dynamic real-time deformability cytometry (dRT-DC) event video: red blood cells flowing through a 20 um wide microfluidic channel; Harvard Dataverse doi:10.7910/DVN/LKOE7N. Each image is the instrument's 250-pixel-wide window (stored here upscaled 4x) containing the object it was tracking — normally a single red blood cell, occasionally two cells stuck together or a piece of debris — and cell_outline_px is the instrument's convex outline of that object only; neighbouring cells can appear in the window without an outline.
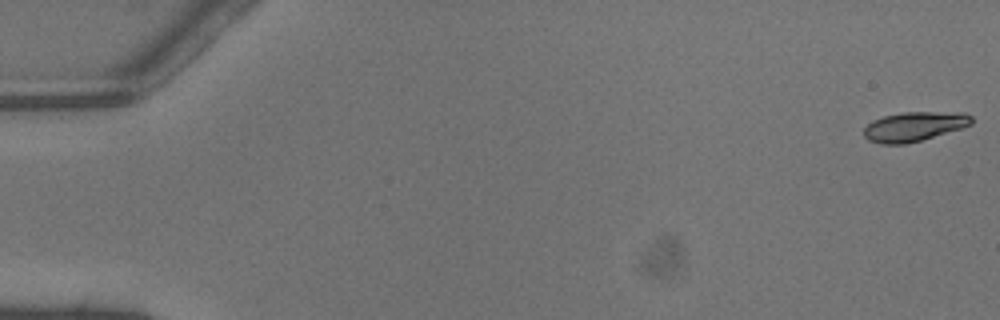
{"species": "common noctule bat (a hibernating species)", "species_latin": "Nyctalus noctula", "temperature_condition": "warm", "stored_images_in_passage": 47, "camera_frame_rate_fps": 3000, "um_per_image_px": 0.085, "animal": {"sex": "male", "body_mass_g": 13.3}, "frame": {"image": 1, "passage_image": 1, "time_ms": 0.0, "image_size_px": [1000, 320], "cell_outline_px": [[972, 124], [964, 128], [920, 140], [904, 144], [880, 144], [868, 140], [864, 136], [864, 128], [872, 120], [884, 116], [904, 112], [964, 112], [972, 116]], "centroid_in_image_um": [77.73, 10.75], "position_along_channel_um": 7.3, "area_um2": 18.55}}
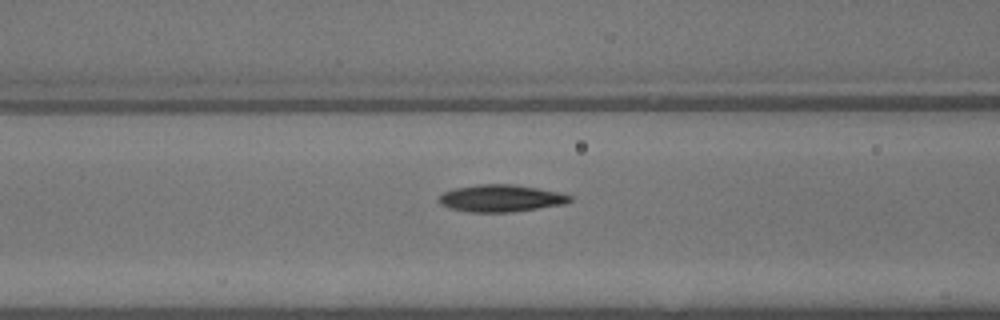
{"frame": {"image": 2, "passage_image": 20, "time_ms": 6.333, "image_size_px": [1000, 320], "cell_outline_px": [[572, 200], [564, 204], [508, 212], [468, 212], [448, 208], [440, 204], [436, 200], [444, 192], [452, 188], [476, 184], [512, 184], [560, 192], [572, 196]], "centroid_in_image_um": [42.51, 16.84], "position_along_channel_um": 124.1, "area_um2": 20.75}}
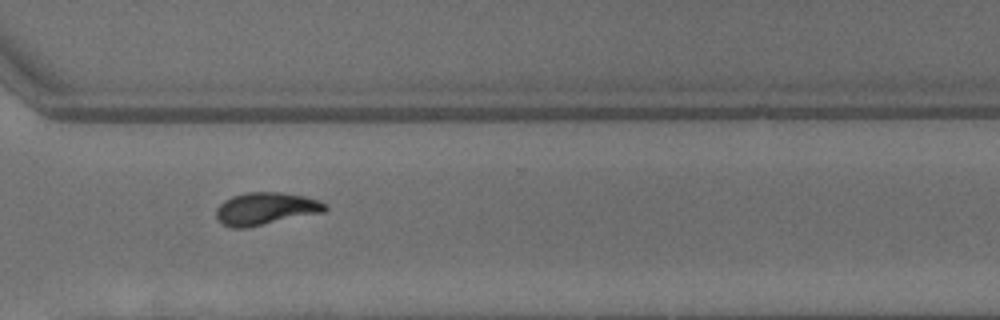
{"frame": {"image": 3, "passage_image": 35, "time_ms": 11.333, "image_size_px": [1000, 320], "cell_outline_px": [[328, 208], [324, 212], [248, 228], [232, 228], [224, 224], [216, 216], [216, 208], [224, 200], [232, 196], [248, 192], [280, 192], [304, 196], [328, 204]], "centroid_in_image_um": [22.59, 17.74], "position_along_channel_um": 348.0, "area_um2": 20.63}, "authors_computed_cell_mechanics": {"area_um2": 19.8254, "velocity_mm_per_s": 4.4906, "shape_relaxation_time_tau1_ms": 4.2309, "shape_relaxation_time_tau2_ms": 3.538, "deformation_change_tau1": 0.1797, "deformation_change_tau2": 0.0972}}